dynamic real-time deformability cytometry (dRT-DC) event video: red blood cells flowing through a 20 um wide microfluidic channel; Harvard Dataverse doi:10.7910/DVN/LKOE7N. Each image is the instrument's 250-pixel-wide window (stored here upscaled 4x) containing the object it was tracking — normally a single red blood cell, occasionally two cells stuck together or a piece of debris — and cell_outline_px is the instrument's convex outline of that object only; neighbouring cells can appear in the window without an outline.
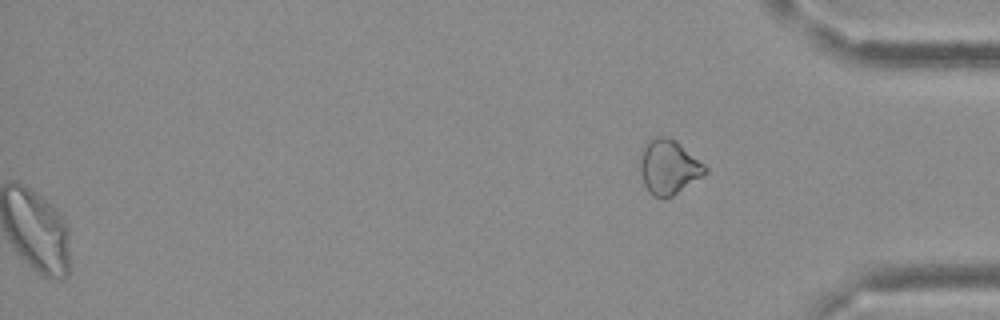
{"species": "Egyptian fruit bat (a non-hibernating species)", "species_latin": "Rousettus aegyptiacus", "temperature_condition": "cold", "stored_images_in_passage": 36, "segment_of_instrument_passage": [2, 2], "camera_frame_rate_fps": 3000, "um_per_image_px": 0.085, "frame": {"image": 1, "passage_image": 36, "time_ms": 11.667, "image_size_px": [1000, 320], "cell_outline_px": [[708, 172], [672, 196], [652, 196], [648, 192], [644, 184], [640, 172], [640, 160], [644, 144], [648, 140], [656, 136], [668, 136], [704, 164], [708, 168]], "centroid_in_image_um": [56.81, 14.19], "position_along_channel_um": 378.4, "area_um2": 20.29}}